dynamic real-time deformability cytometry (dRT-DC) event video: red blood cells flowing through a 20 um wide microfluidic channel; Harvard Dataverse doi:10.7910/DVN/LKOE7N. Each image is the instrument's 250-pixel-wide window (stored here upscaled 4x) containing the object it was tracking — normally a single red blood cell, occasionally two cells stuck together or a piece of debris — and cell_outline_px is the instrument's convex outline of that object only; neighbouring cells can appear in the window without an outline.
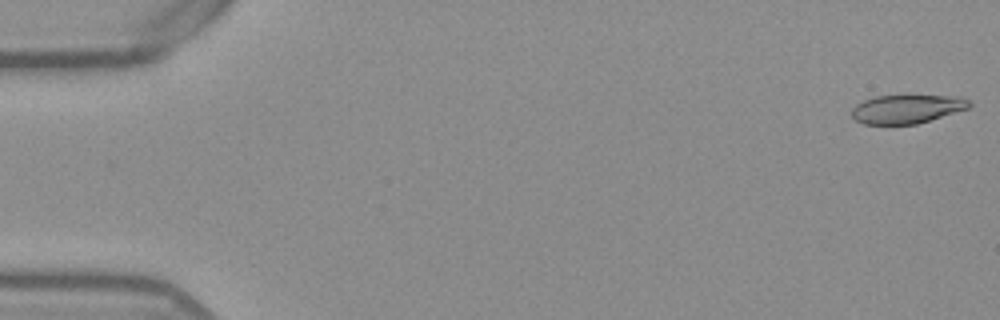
{"species": "Egyptian fruit bat (a non-hibernating species)", "species_latin": "Rousettus aegyptiacus", "temperature_condition": "warm", "stored_images_in_passage": 53, "camera_frame_rate_fps": 3000, "um_per_image_px": 0.085, "frame": {"image": 1, "passage_image": 1, "time_ms": 0.0, "image_size_px": [1000, 320], "cell_outline_px": [[972, 104], [968, 108], [916, 124], [864, 124], [856, 120], [852, 116], [852, 108], [856, 104], [864, 100], [876, 96], [904, 92], [964, 96]], "centroid_in_image_um": [77.12, 9.18], "position_along_channel_um": 7.9, "area_um2": 20.69}}
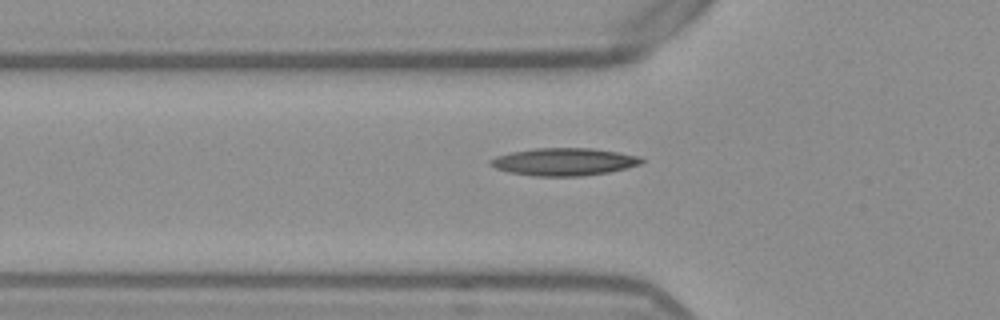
{"frame": {"image": 2, "passage_image": 18, "time_ms": 5.667, "image_size_px": [1000, 320], "cell_outline_px": [[644, 160], [640, 164], [608, 172], [580, 176], [532, 176], [508, 172], [496, 168], [488, 164], [488, 160], [496, 156], [512, 152], [536, 148], [592, 148], [620, 152], [640, 156]], "centroid_in_image_um": [47.91, 13.75], "position_along_channel_um": 77.9, "area_um2": 24.28}}
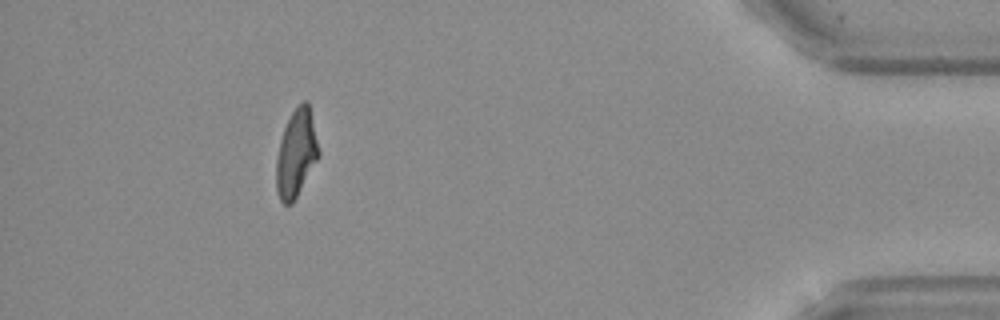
{"frame": {"image": 3, "passage_image": 48, "time_ms": 15.667, "image_size_px": [1000, 320], "cell_outline_px": [[320, 156], [292, 204], [284, 204], [280, 200], [276, 188], [276, 156], [280, 140], [284, 128], [292, 112], [304, 100], [308, 100], [320, 152]], "centroid_in_image_um": [25.18, 13.05], "position_along_channel_um": 410.0, "area_um2": 21.56}, "authors_computed_cell_mechanics": {"area_um2": 21.8484, "velocity_mm_per_s": 3.8705, "shape_relaxation_time_tau1_ms": 8.4543, "shape_relaxation_time_tau2_ms": 2.6441, "deformation_change_tau1": 0.2313, "deformation_change_tau2": 0.1141}}